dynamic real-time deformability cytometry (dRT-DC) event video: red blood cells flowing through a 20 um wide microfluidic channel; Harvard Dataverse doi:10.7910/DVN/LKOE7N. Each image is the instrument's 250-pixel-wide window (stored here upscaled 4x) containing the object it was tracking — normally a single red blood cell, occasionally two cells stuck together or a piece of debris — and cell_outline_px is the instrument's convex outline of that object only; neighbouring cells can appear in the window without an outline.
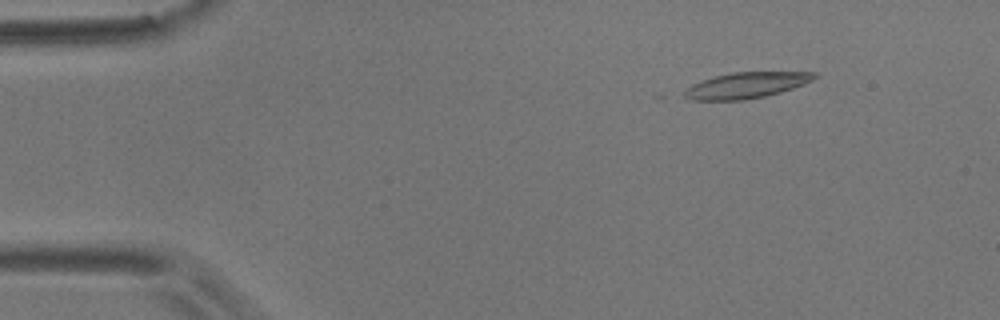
{"species": "common noctule bat (a hibernating species)", "species_latin": "Nyctalus noctula", "temperature_condition": "room temperature", "stored_images_in_passage": 4, "camera_frame_rate_fps": 3000, "um_per_image_px": 0.085, "animal": {"sex": "male", "body_mass_g": 17.9}, "frame": {"image": 1, "passage_image": 2, "time_ms": 0.333, "image_size_px": [1000, 320], "cell_outline_px": [[820, 76], [804, 84], [780, 92], [764, 96], [744, 100], [692, 100], [684, 96], [684, 92], [692, 84], [716, 76], [732, 72], [816, 72]], "centroid_in_image_um": [63.47, 7.24], "position_along_channel_um": 21.5, "area_um2": 19.42}}